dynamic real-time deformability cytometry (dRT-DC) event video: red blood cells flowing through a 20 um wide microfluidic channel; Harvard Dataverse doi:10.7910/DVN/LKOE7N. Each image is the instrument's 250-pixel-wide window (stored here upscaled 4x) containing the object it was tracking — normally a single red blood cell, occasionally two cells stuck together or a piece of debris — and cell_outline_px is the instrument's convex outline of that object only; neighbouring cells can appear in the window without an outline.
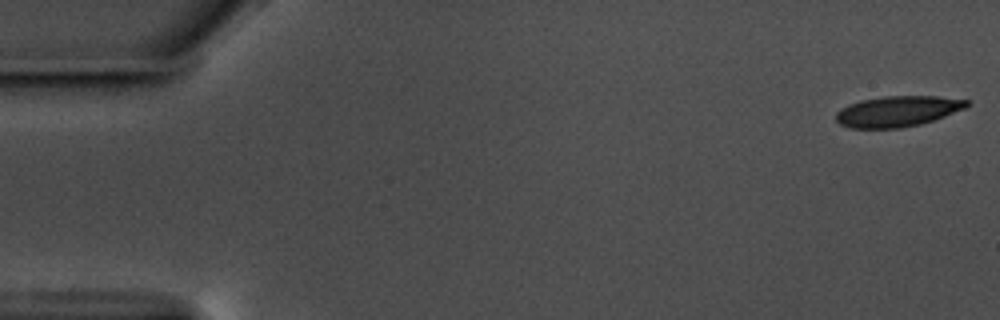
{"species": "common noctule bat (a hibernating species)", "species_latin": "Nyctalus noctula", "temperature_condition": "warm", "stored_images_in_passage": 57, "camera_frame_rate_fps": 3000, "um_per_image_px": 0.085, "animal": {"sex": "male", "body_mass_g": 17.5, "forearm_length_mm": 52.3}, "frame": {"image": 1, "passage_image": 1, "time_ms": 0.0, "image_size_px": [1000, 320], "cell_outline_px": [[968, 104], [964, 108], [944, 116], [920, 124], [900, 128], [852, 128], [840, 124], [836, 120], [836, 112], [848, 104], [860, 100], [884, 96], [936, 96], [968, 100]], "centroid_in_image_um": [76.25, 9.45], "position_along_channel_um": 8.8, "area_um2": 23.18}}
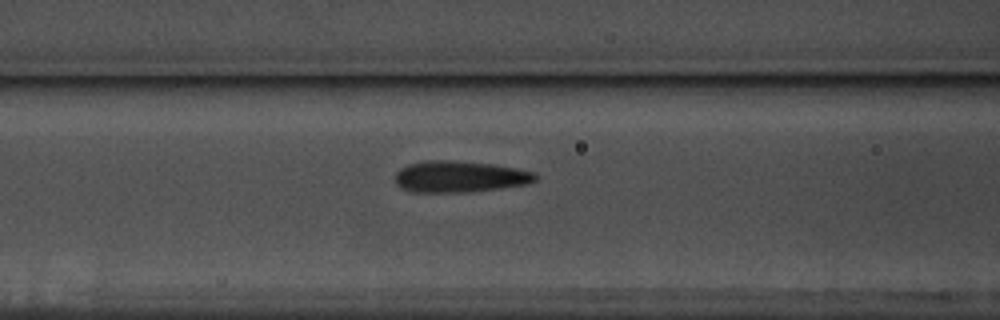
{"frame": {"image": 2, "passage_image": 23, "time_ms": 7.333, "image_size_px": [1000, 320], "cell_outline_px": [[536, 180], [528, 184], [500, 188], [468, 192], [412, 192], [400, 188], [396, 184], [396, 172], [400, 168], [408, 164], [428, 160], [444, 160], [492, 164], [516, 168], [536, 172]], "centroid_in_image_um": [39.06, 15.02], "position_along_channel_um": 127.5, "area_um2": 25.66}}
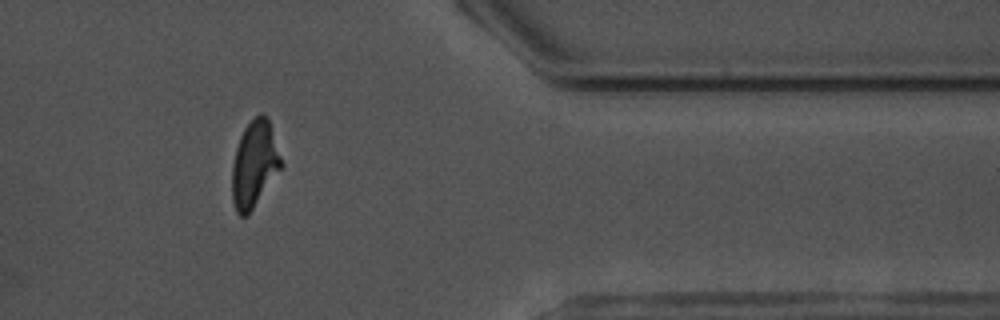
{"frame": {"image": 3, "passage_image": 47, "time_ms": 15.333, "image_size_px": [1000, 320], "cell_outline_px": [[284, 164], [248, 216], [240, 216], [236, 212], [232, 200], [232, 164], [236, 148], [240, 136], [244, 128], [260, 112], [268, 116]], "centroid_in_image_um": [21.63, 13.95], "position_along_channel_um": 389.8, "area_um2": 24.97}, "authors_computed_cell_mechanics": {"area_um2": 24.854, "velocity_mm_per_s": 3.5447, "shape_relaxation_time_tau1_ms": 3.9611, "shape_relaxation_time_tau2_ms": 1.3168, "deformation_change_tau1": 0.1392, "deformation_change_tau2": 0.085}}